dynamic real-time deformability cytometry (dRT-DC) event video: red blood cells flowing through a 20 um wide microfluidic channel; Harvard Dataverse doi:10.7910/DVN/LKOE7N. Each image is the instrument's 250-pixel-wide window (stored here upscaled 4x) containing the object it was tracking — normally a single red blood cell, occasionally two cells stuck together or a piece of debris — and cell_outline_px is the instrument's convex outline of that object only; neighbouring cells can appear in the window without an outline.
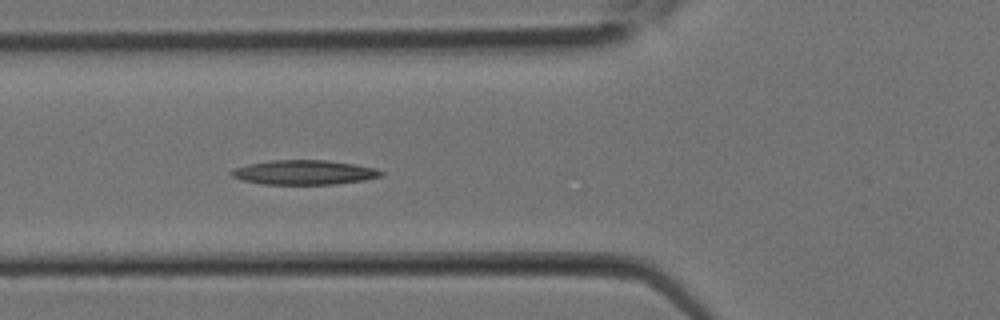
{"species": "Egyptian fruit bat (a non-hibernating species)", "species_latin": "Rousettus aegyptiacus", "temperature_condition": "room temperature", "stored_images_in_passage": 9, "camera_frame_rate_fps": 3000, "um_per_image_px": 0.085, "animal": {"sex": "female"}, "frame": {"image": 1, "passage_image": 9, "time_ms": 2.667, "image_size_px": [1000, 320], "cell_outline_px": [[384, 176], [364, 180], [336, 184], [260, 184], [244, 180], [232, 176], [228, 172], [236, 168], [248, 164], [272, 160], [328, 160], [376, 168], [384, 172]], "centroid_in_image_um": [25.88, 14.65], "position_along_channel_um": 99.9, "area_um2": 21.33}}